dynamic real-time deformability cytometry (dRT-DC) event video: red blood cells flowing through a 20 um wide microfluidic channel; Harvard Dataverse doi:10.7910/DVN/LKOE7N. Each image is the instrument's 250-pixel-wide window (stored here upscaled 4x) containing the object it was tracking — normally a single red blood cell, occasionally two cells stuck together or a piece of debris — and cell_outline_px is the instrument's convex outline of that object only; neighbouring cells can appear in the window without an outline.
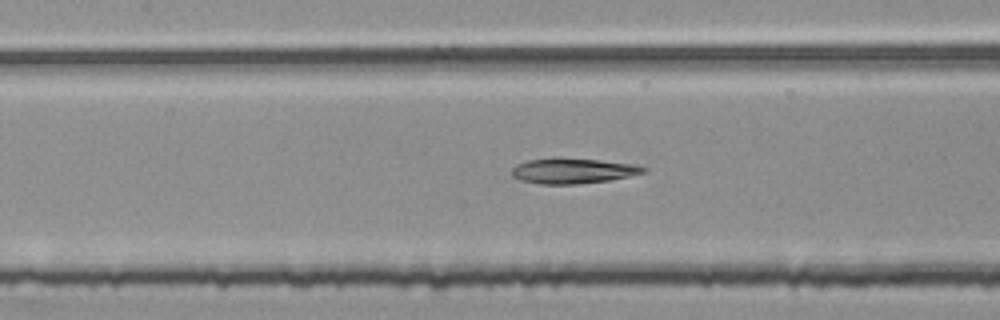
{"species": "common noctule bat (a hibernating species)", "species_latin": "Nyctalus noctula", "temperature_condition": "room temperature", "stored_images_in_passage": 53, "segment_of_instrument_passage": [2, 2], "camera_frame_rate_fps": 3000, "um_per_image_px": 0.085, "animal": {"sex": "female", "body_mass_g": 25.1}, "frame": {"image": 1, "passage_image": 24, "time_ms": 7.667, "image_size_px": [1000, 320], "cell_outline_px": [[648, 172], [608, 180], [580, 184], [540, 184], [520, 180], [512, 176], [512, 168], [516, 164], [528, 160], [600, 160], [636, 164], [648, 168]], "centroid_in_image_um": [48.75, 14.55], "position_along_channel_um": 158.7, "area_um2": 18.84}}
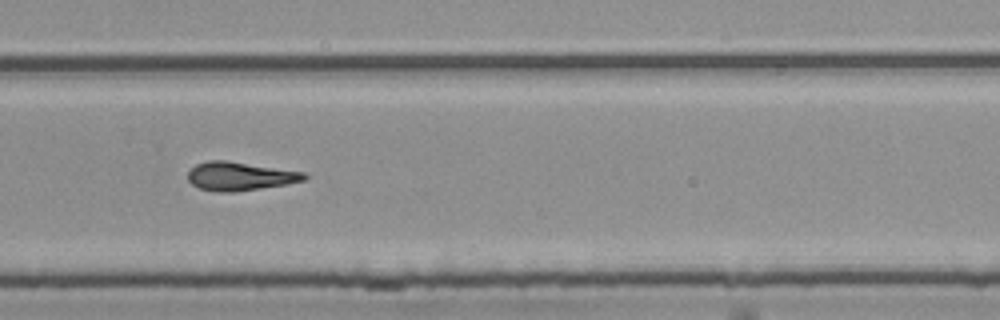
{"frame": {"image": 2, "passage_image": 36, "time_ms": 11.667, "image_size_px": [1000, 320], "cell_outline_px": [[308, 176], [304, 180], [288, 184], [232, 192], [216, 192], [200, 188], [192, 184], [188, 180], [188, 172], [196, 164], [208, 160], [224, 160], [304, 172]], "centroid_in_image_um": [20.37, 14.98], "position_along_channel_um": 309.4, "area_um2": 19.19}}
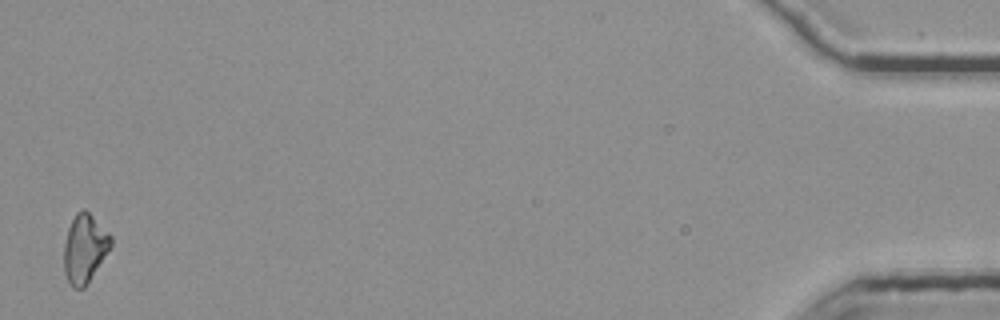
{"frame": {"image": 3, "passage_image": 53, "time_ms": 17.333, "image_size_px": [1000, 320], "cell_outline_px": [[112, 244], [88, 284], [84, 288], [72, 288], [64, 272], [64, 244], [68, 228], [76, 212], [80, 208], [84, 208], [112, 236]], "centroid_in_image_um": [7.18, 21.12], "position_along_channel_um": 428.0, "area_um2": 18.67}}